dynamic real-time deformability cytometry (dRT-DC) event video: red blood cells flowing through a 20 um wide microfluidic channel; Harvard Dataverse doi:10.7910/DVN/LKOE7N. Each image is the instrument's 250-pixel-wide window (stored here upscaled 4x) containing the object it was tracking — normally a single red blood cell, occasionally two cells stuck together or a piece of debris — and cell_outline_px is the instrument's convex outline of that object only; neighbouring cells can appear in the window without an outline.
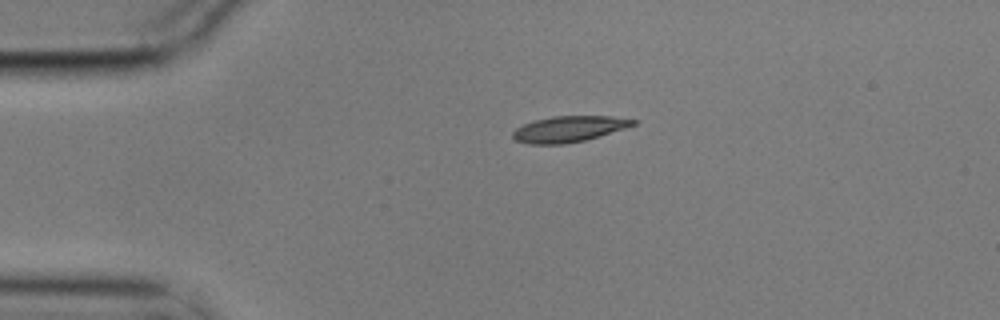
{"species": "common noctule bat (a hibernating species)", "species_latin": "Nyctalus noctula", "temperature_condition": "cold", "stored_images_in_passage": 2, "camera_frame_rate_fps": 3000, "um_per_image_px": 0.085, "animal": {"sex": "male", "body_mass_g": 17.9}, "frame": {"image": 1, "passage_image": 1, "time_ms": 0.0, "image_size_px": [1000, 320], "cell_outline_px": [[636, 124], [600, 136], [584, 140], [564, 144], [528, 144], [516, 140], [512, 136], [512, 132], [516, 128], [524, 124], [536, 120], [552, 116], [612, 116], [636, 120]], "centroid_in_image_um": [48.34, 10.96], "position_along_channel_um": 36.7, "area_um2": 18.03}}